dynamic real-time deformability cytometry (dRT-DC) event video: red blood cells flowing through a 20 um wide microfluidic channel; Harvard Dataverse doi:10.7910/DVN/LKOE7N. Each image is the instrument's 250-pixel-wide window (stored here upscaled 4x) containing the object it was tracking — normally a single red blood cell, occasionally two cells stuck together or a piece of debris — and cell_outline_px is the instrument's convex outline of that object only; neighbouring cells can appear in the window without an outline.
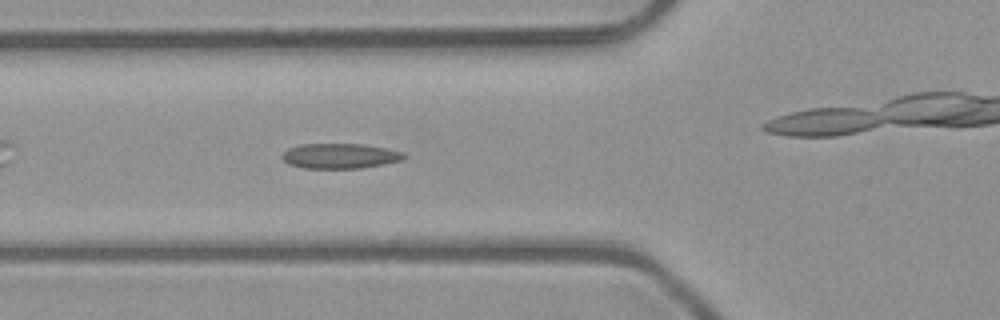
{"species": "common noctule bat (a hibernating species)", "species_latin": "Nyctalus noctula", "temperature_condition": "room temperature", "stored_images_in_passage": 6, "camera_frame_rate_fps": 3000, "um_per_image_px": 0.085, "animal": {"sex": "male", "body_mass_g": 23.1, "forearm_length_mm": 52.7}, "frame": {"image": 1, "passage_image": 2, "time_ms": 0.333, "image_size_px": [1000, 320], "cell_outline_px": [[408, 156], [404, 160], [384, 164], [360, 168], [304, 168], [288, 164], [280, 156], [288, 148], [300, 144], [364, 144], [404, 152]], "centroid_in_image_um": [28.92, 13.25], "position_along_channel_um": 96.9, "area_um2": 17.92}}
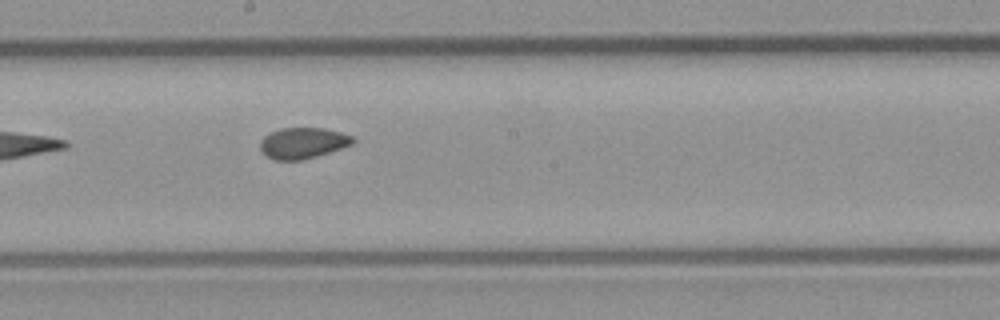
{"frame": {"image": 2, "passage_image": 6, "time_ms": 1.667, "image_size_px": [1000, 320], "cell_outline_px": [[356, 140], [352, 144], [316, 156], [300, 160], [276, 160], [268, 156], [260, 148], [260, 140], [264, 136], [280, 128], [324, 128], [340, 132], [352, 136]], "centroid_in_image_um": [25.74, 12.14], "position_along_channel_um": 222.5, "area_um2": 16.47}}